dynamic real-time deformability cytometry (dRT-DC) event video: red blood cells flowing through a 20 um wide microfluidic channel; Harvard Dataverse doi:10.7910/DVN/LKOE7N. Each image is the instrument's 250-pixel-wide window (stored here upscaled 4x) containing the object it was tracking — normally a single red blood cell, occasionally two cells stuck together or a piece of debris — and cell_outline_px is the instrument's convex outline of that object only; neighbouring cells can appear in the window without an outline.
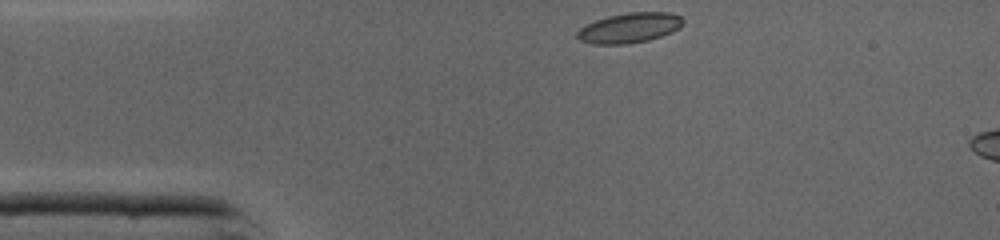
{"species": "common noctule bat (a hibernating species)", "species_latin": "Nyctalus noctula", "temperature_condition": "cold", "stored_images_in_passage": 30, "camera_frame_rate_fps": 3000, "um_per_image_px": 0.085, "animal": {"sex": "male", "body_mass_g": 19.0, "forearm_length_mm": 50.8}, "frame": {"image": 1, "passage_image": 1, "time_ms": 0.0, "image_size_px": [1000, 240], "cell_outline_px": [[684, 20], [680, 28], [672, 32], [648, 40], [628, 44], [592, 44], [580, 40], [576, 36], [576, 32], [580, 28], [596, 20], [608, 16], [628, 12], [668, 12], [680, 16]], "centroid_in_image_um": [53.51, 2.37], "position_along_channel_um": 31.5, "area_um2": 18.5}}
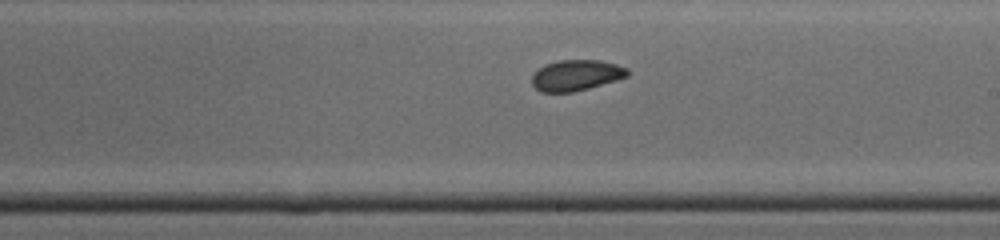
{"frame": {"image": 2, "passage_image": 18, "time_ms": 5.667, "image_size_px": [1000, 240], "cell_outline_px": [[628, 76], [616, 80], [588, 88], [572, 92], [540, 92], [532, 84], [532, 76], [544, 64], [560, 60], [600, 60], [616, 64], [628, 68]], "centroid_in_image_um": [48.97, 6.39], "position_along_channel_um": 240.0, "area_um2": 17.05}}
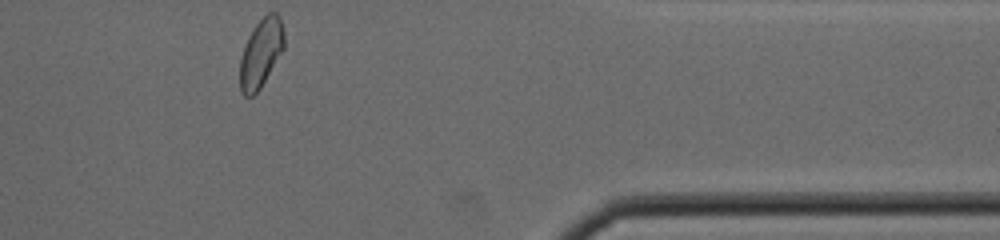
{"frame": {"image": 3, "passage_image": 30, "time_ms": 9.667, "image_size_px": [1000, 240], "cell_outline_px": [[284, 48], [260, 88], [252, 96], [244, 96], [240, 92], [240, 60], [244, 44], [248, 36], [256, 24], [268, 12], [276, 12], [280, 16], [284, 28]], "centroid_in_image_um": [22.18, 4.49], "position_along_channel_um": 389.2, "area_um2": 17.69}, "authors_computed_cell_mechanics": {"area_um2": 17.629, "velocity_mm_per_s": 4.3569, "shape_relaxation_time_tau1_ms": 9.6659, "shape_relaxation_time_tau2_ms": 2.5974, "deformation_change_tau1": 0.1702, "deformation_change_tau2": 0.0621}}